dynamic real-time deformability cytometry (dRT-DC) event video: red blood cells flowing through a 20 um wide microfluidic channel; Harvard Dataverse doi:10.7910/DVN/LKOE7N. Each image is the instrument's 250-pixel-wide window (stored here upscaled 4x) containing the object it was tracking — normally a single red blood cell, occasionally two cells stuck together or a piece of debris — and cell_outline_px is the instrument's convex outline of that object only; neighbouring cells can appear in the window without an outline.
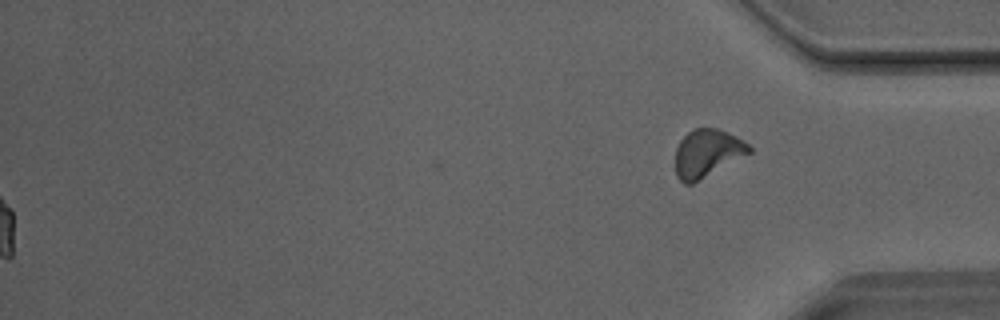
{"species": "Egyptian fruit bat (a non-hibernating species)", "species_latin": "Rousettus aegyptiacus", "temperature_condition": "room temperature", "stored_images_in_passage": 30, "segment_of_instrument_passage": [2, 2], "camera_frame_rate_fps": 3000, "um_per_image_px": 0.085, "animal": {"sex": "male"}, "frame": {"image": 1, "passage_image": 30, "time_ms": 9.667, "image_size_px": [1000, 320], "cell_outline_px": [[752, 152], [692, 184], [684, 184], [676, 176], [676, 148], [680, 140], [688, 132], [696, 128], [716, 128], [728, 132], [744, 140], [752, 148]], "centroid_in_image_um": [60.12, 13.02], "position_along_channel_um": 375.1, "area_um2": 20.52}}